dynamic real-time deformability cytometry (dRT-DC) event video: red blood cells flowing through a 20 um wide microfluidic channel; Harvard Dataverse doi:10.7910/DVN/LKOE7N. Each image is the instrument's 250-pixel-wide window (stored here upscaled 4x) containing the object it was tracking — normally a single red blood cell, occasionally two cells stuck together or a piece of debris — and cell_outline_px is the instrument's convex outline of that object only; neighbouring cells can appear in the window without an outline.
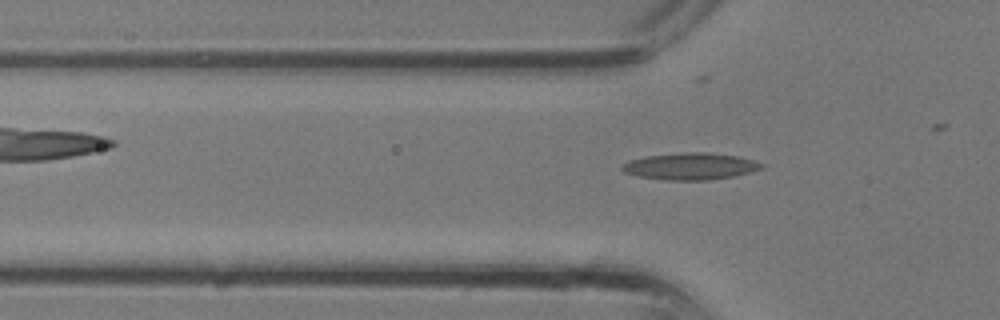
{"species": "common noctule bat (a hibernating species)", "species_latin": "Nyctalus noctula", "temperature_condition": "room temperature", "stored_images_in_passage": 4, "camera_frame_rate_fps": 3000, "um_per_image_px": 0.085, "animal": {"sex": "male", "body_mass_g": 13.3}, "frame": {"image": 1, "passage_image": 4, "time_ms": 1.0, "image_size_px": [1000, 320], "cell_outline_px": [[764, 168], [752, 172], [732, 176], [708, 180], [668, 180], [636, 176], [624, 172], [620, 168], [628, 160], [644, 156], [684, 152], [704, 152], [736, 156], [752, 160], [764, 164]], "centroid_in_image_um": [58.66, 14.13], "position_along_channel_um": 67.1, "area_um2": 21.79}}